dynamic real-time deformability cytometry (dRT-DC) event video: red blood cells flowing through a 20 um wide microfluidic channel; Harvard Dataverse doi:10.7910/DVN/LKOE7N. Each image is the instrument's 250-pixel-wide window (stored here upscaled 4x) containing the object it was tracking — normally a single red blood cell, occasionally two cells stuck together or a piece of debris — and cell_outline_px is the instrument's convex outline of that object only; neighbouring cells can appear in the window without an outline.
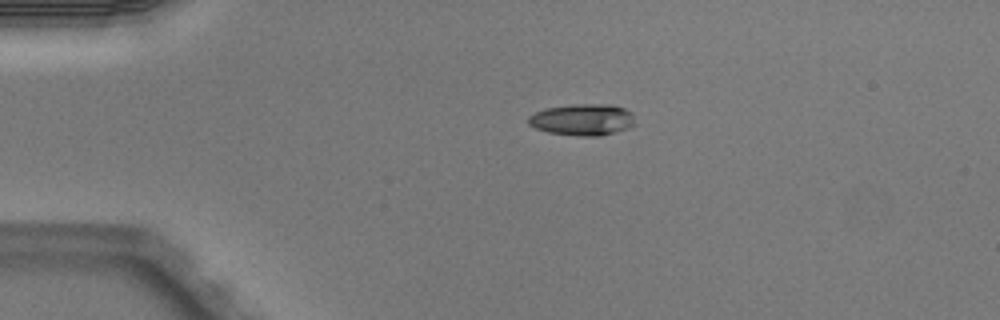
{"species": "Egyptian fruit bat (a non-hibernating species)", "species_latin": "Rousettus aegyptiacus", "temperature_condition": "warm", "stored_images_in_passage": 4, "camera_frame_rate_fps": 3000, "um_per_image_px": 0.085, "animal": {"sex": "male"}, "frame": {"image": 1, "passage_image": 3, "time_ms": 0.667, "image_size_px": [1000, 320], "cell_outline_px": [[636, 124], [628, 128], [600, 136], [580, 136], [548, 132], [536, 128], [528, 124], [528, 116], [544, 108], [576, 104], [612, 104], [624, 108], [632, 112]], "centroid_in_image_um": [49.53, 10.16], "position_along_channel_um": 35.5, "area_um2": 19.71}}